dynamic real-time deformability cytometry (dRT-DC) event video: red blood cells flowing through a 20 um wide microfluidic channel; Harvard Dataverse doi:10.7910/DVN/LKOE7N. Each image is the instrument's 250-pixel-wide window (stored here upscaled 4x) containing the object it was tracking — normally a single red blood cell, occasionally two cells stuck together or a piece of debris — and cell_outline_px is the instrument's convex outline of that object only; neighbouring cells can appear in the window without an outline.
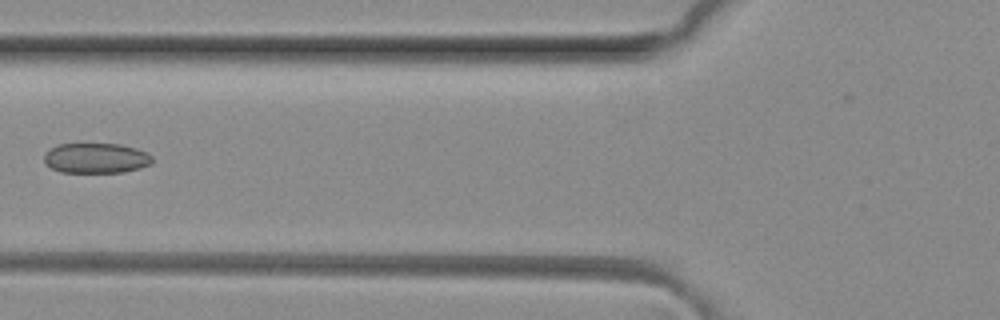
{"species": "common noctule bat (a hibernating species)", "species_latin": "Nyctalus noctula", "temperature_condition": "room temperature", "stored_images_in_passage": 5, "camera_frame_rate_fps": 3000, "um_per_image_px": 0.085, "animal": {"sex": "female", "body_mass_g": 29.2, "forearm_length_mm": 56.3}, "frame": {"image": 1, "passage_image": 3, "time_ms": 0.667, "image_size_px": [1000, 320], "cell_outline_px": [[152, 164], [140, 168], [124, 172], [60, 172], [44, 164], [44, 152], [56, 144], [120, 144], [136, 148], [152, 156]], "centroid_in_image_um": [8.13, 13.44], "position_along_channel_um": 117.7, "area_um2": 19.13}}
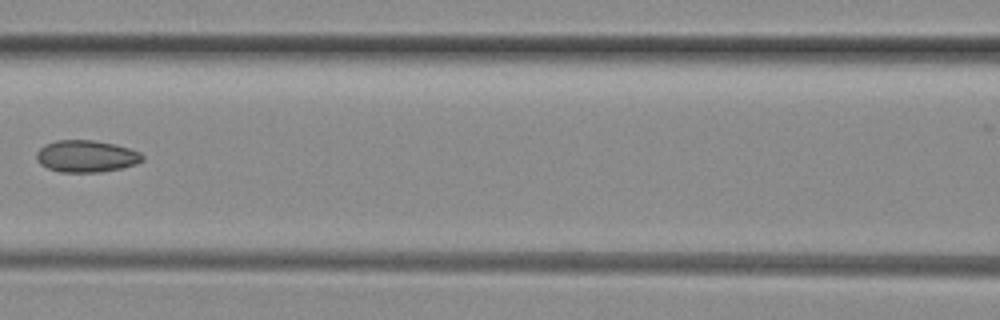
{"frame": {"image": 2, "passage_image": 4, "time_ms": 1.0, "image_size_px": [1000, 320], "cell_outline_px": [[144, 160], [136, 164], [120, 168], [100, 172], [60, 172], [48, 168], [40, 164], [36, 160], [36, 152], [44, 144], [56, 140], [92, 140], [112, 144], [128, 148], [140, 152], [144, 156]], "centroid_in_image_um": [7.31, 13.28], "position_along_channel_um": 159.3, "area_um2": 19.71}}
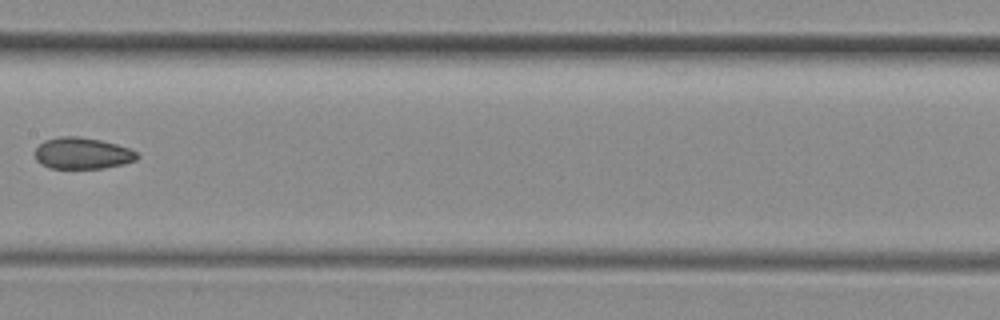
{"frame": {"image": 3, "passage_image": 5, "time_ms": 1.333, "image_size_px": [1000, 320], "cell_outline_px": [[140, 156], [136, 160], [124, 164], [104, 168], [48, 168], [40, 164], [36, 160], [36, 148], [44, 140], [60, 136], [76, 136], [100, 140], [116, 144], [128, 148], [136, 152]], "centroid_in_image_um": [6.99, 13.03], "position_along_channel_um": 200.4, "area_um2": 18.73}}